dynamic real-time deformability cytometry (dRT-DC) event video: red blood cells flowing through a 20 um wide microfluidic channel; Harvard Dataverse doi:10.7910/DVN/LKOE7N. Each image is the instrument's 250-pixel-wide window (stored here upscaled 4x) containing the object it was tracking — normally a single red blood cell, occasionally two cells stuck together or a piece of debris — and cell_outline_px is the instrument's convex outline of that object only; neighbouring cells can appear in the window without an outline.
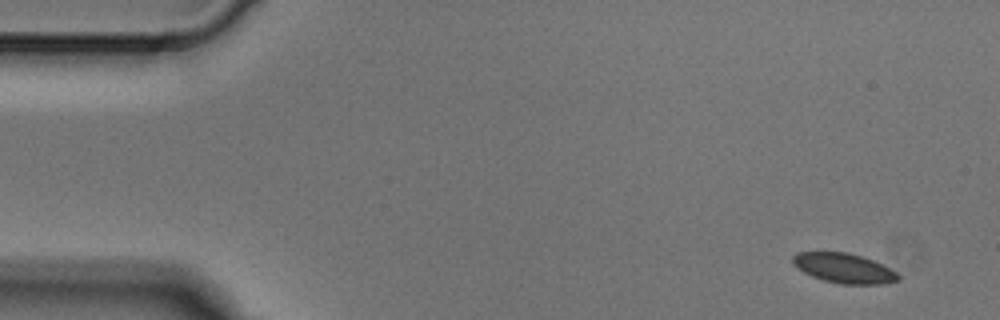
{"species": "Egyptian fruit bat (a non-hibernating species)", "species_latin": "Rousettus aegyptiacus", "temperature_condition": "cold", "stored_images_in_passage": 4, "camera_frame_rate_fps": 3000, "um_per_image_px": 0.085, "animal": {"sex": "male"}, "frame": {"image": 1, "passage_image": 1, "time_ms": 0.0, "image_size_px": [1000, 320], "cell_outline_px": [[900, 280], [884, 284], [840, 284], [824, 280], [812, 276], [796, 268], [792, 264], [792, 256], [796, 252], [848, 252], [872, 260], [896, 272], [900, 276]], "centroid_in_image_um": [71.7, 22.8], "position_along_channel_um": 13.3, "area_um2": 18.26}}